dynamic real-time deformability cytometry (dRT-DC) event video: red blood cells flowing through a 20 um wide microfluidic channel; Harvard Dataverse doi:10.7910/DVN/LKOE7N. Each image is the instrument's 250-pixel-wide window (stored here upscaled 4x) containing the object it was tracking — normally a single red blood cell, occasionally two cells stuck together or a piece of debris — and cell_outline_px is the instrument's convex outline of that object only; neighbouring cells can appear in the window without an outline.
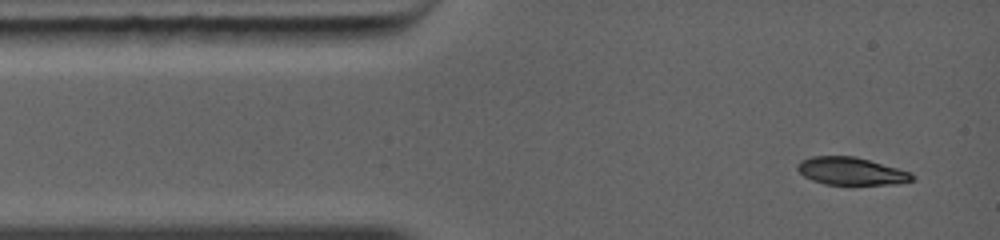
{"species": "common noctule bat (a hibernating species)", "species_latin": "Nyctalus noctula", "temperature_condition": "warm", "stored_images_in_passage": 8, "camera_frame_rate_fps": 5000, "um_per_image_px": 0.085, "animal": {"sex": "female", "body_mass_g": 19.0, "forearm_length_mm": 56.7}, "frame": {"image": 1, "passage_image": 1, "time_ms": 0.0, "image_size_px": [1000, 240], "cell_outline_px": [[912, 180], [892, 184], [824, 184], [812, 180], [804, 176], [796, 168], [800, 160], [812, 156], [852, 156], [868, 160], [912, 172]], "centroid_in_image_um": [72.29, 14.54], "position_along_channel_um": 12.7, "area_um2": 18.15}}
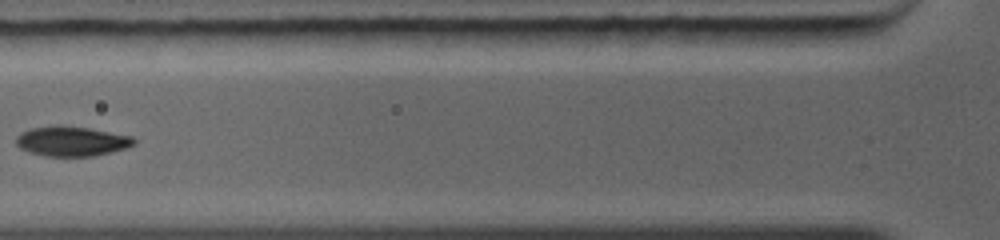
{"frame": {"image": 2, "passage_image": 5, "time_ms": 3.4, "image_size_px": [1000, 240], "cell_outline_px": [[136, 144], [112, 152], [92, 156], [44, 156], [28, 152], [20, 148], [16, 144], [16, 136], [20, 132], [32, 128], [56, 124], [64, 124], [88, 128], [132, 136], [136, 140]], "centroid_in_image_um": [6.06, 11.99], "position_along_channel_um": 119.7, "area_um2": 20.75}}
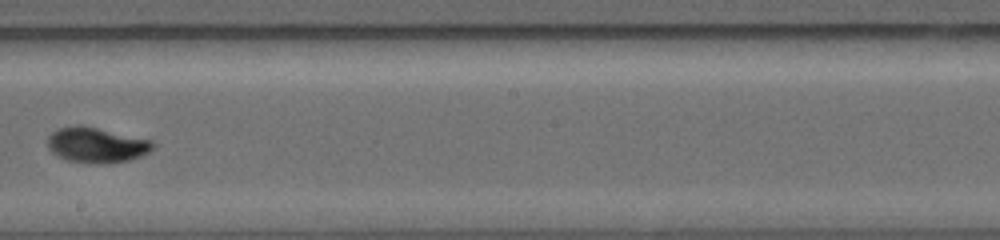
{"frame": {"image": 3, "passage_image": 8, "time_ms": 6.0, "image_size_px": [1000, 240], "cell_outline_px": [[156, 144], [148, 152], [140, 156], [128, 160], [100, 164], [96, 164], [68, 160], [52, 152], [48, 148], [48, 136], [56, 128], [76, 124], [80, 124], [152, 140]], "centroid_in_image_um": [8.18, 12.3], "position_along_channel_um": 240.0, "area_um2": 21.62}}